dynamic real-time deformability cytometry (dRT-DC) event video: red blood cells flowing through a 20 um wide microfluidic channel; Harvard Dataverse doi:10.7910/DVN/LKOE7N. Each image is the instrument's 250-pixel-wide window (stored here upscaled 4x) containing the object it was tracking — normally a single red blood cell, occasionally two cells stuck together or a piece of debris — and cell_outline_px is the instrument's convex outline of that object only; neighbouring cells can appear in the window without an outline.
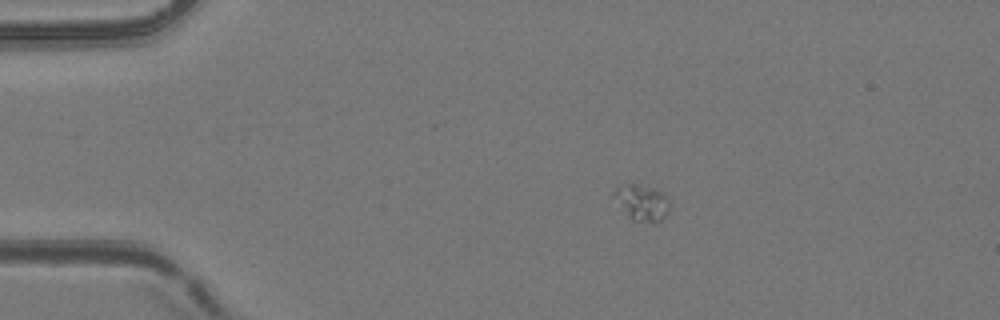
{"species": "common noctule bat (a hibernating species)", "species_latin": "Nyctalus noctula", "temperature_condition": "room temperature", "stored_images_in_passage": 5, "camera_frame_rate_fps": 3000, "um_per_image_px": 0.085, "animal": {"sex": "female", "body_mass_g": 24.6, "forearm_length_mm": 56.2}, "frame": {"image": 1, "passage_image": 1, "time_ms": 0.0, "image_size_px": [1000, 320], "cell_outline_px": [[668, 212], [656, 224], [632, 220], [628, 216], [612, 196], [612, 192], [616, 184], [636, 184], [656, 188], [664, 192], [668, 200]], "centroid_in_image_um": [54.53, 17.19], "position_along_channel_um": 30.5, "area_um2": 11.96}}